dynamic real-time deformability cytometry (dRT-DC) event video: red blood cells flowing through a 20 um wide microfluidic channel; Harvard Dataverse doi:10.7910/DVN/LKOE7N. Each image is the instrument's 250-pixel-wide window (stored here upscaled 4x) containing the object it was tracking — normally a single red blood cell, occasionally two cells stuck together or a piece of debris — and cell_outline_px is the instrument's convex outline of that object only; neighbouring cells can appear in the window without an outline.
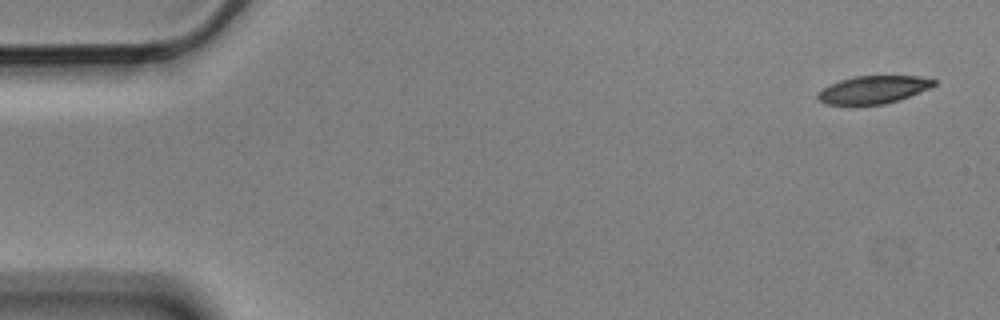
{"species": "Egyptian fruit bat (a non-hibernating species)", "species_latin": "Rousettus aegyptiacus", "temperature_condition": "cold", "stored_images_in_passage": 12, "camera_frame_rate_fps": 3000, "um_per_image_px": 0.085, "animal": {"sex": "male"}, "frame": {"image": 1, "passage_image": 1, "time_ms": 0.0, "image_size_px": [1000, 320], "cell_outline_px": [[936, 84], [928, 88], [908, 96], [884, 104], [824, 104], [816, 96], [816, 92], [828, 84], [840, 80], [856, 76], [920, 76], [936, 80]], "centroid_in_image_um": [74.17, 7.61], "position_along_channel_um": 10.8, "area_um2": 18.55}}
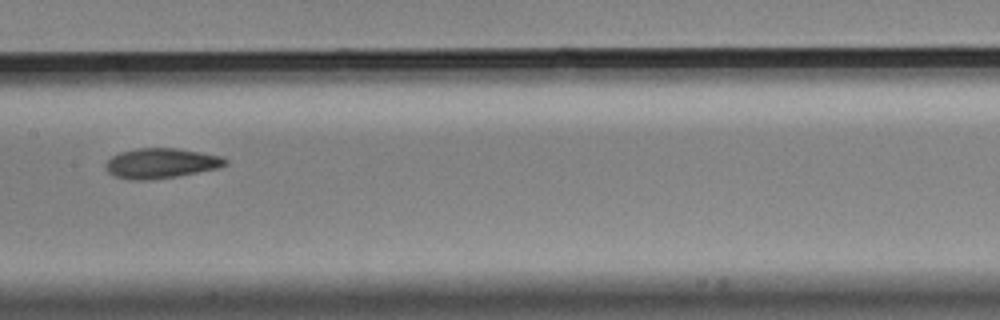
{"frame": {"image": 2, "passage_image": 7, "time_ms": 2.0, "image_size_px": [1000, 320], "cell_outline_px": [[228, 164], [220, 168], [176, 176], [148, 180], [128, 180], [116, 176], [108, 172], [104, 168], [104, 164], [112, 156], [120, 152], [140, 148], [176, 148], [224, 156], [228, 160]], "centroid_in_image_um": [13.71, 13.88], "position_along_channel_um": 193.7, "area_um2": 21.1}}
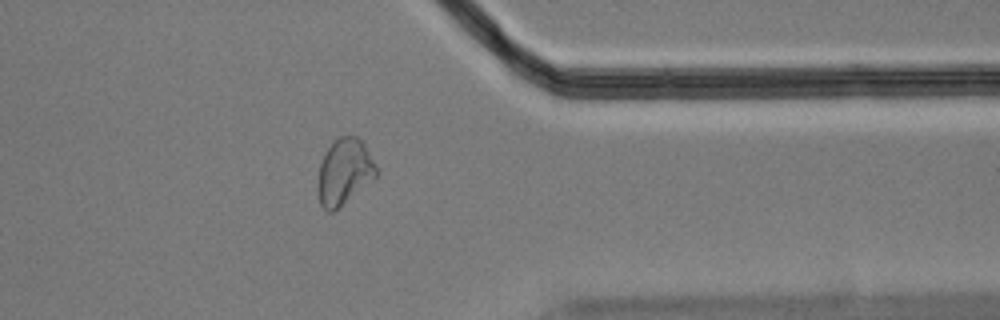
{"frame": {"image": 3, "passage_image": 12, "time_ms": 3.667, "image_size_px": [1000, 320], "cell_outline_px": [[376, 176], [332, 212], [328, 212], [320, 204], [316, 192], [316, 184], [320, 164], [324, 152], [332, 140], [340, 136], [356, 136], [364, 144], [376, 168]], "centroid_in_image_um": [29.18, 14.58], "position_along_channel_um": 382.2, "area_um2": 22.2}}